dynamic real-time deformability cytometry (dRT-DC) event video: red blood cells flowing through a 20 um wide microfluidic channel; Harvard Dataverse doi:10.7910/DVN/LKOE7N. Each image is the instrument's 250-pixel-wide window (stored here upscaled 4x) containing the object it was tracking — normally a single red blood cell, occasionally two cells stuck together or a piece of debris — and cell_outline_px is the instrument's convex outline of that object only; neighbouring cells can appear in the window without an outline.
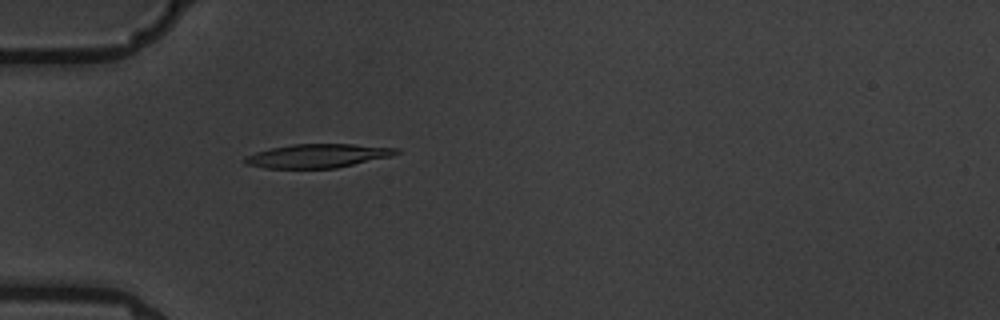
{"species": "common noctule bat (a hibernating species)", "species_latin": "Nyctalus noctula", "temperature_condition": "warm", "stored_images_in_passage": 5, "camera_frame_rate_fps": 3000, "um_per_image_px": 0.085, "animal": {"sex": "male", "body_mass_g": 19.5, "forearm_length_mm": 54.6}, "frame": {"image": 1, "passage_image": 5, "time_ms": 5.667, "image_size_px": [1000, 320], "cell_outline_px": [[400, 152], [392, 156], [336, 168], [264, 168], [244, 164], [244, 156], [256, 152], [272, 148], [292, 144], [352, 144], [400, 148]], "centroid_in_image_um": [27.0, 13.24], "position_along_channel_um": 58.0, "area_um2": 20.98}}